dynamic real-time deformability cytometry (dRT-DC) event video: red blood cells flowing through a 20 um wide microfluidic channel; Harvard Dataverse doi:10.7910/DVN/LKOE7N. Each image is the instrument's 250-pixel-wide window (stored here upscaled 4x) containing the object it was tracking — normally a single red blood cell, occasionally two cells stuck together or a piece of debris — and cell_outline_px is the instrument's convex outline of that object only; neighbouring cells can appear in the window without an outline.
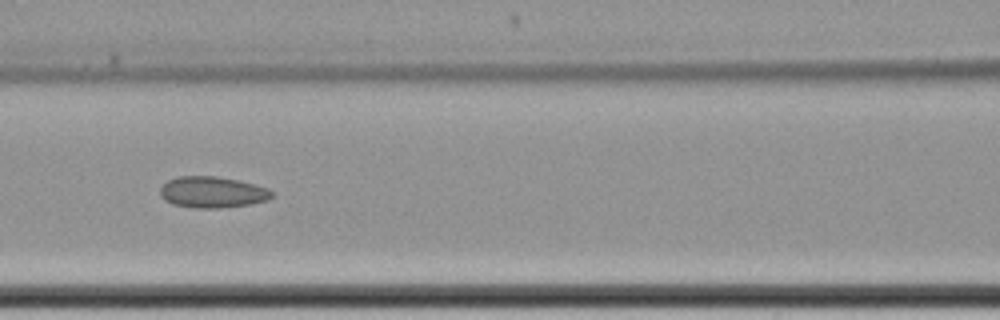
{"species": "common noctule bat (a hibernating species)", "species_latin": "Nyctalus noctula", "temperature_condition": "cold", "stored_images_in_passage": 10, "camera_frame_rate_fps": 3000, "um_per_image_px": 0.085, "animal": {"sex": "female", "body_mass_g": 22.7, "forearm_length_mm": 54.2}, "frame": {"image": 1, "passage_image": 9, "time_ms": 9.667, "image_size_px": [1000, 320], "cell_outline_px": [[272, 196], [268, 200], [248, 204], [220, 208], [196, 208], [172, 204], [164, 200], [160, 196], [160, 188], [168, 180], [176, 176], [216, 176], [256, 184], [268, 188], [272, 192]], "centroid_in_image_um": [18.02, 16.33], "position_along_channel_um": 148.6, "area_um2": 20.35}}
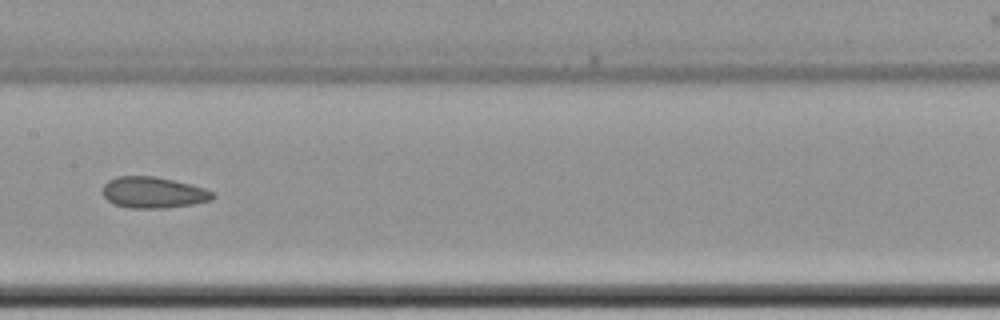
{"frame": {"image": 2, "passage_image": 10, "time_ms": 11.0, "image_size_px": [1000, 320], "cell_outline_px": [[216, 196], [212, 200], [192, 204], [164, 208], [128, 208], [116, 204], [108, 200], [100, 192], [104, 184], [108, 180], [116, 176], [156, 176], [204, 188], [212, 192]], "centroid_in_image_um": [12.99, 16.36], "position_along_channel_um": 194.4, "area_um2": 20.0}}